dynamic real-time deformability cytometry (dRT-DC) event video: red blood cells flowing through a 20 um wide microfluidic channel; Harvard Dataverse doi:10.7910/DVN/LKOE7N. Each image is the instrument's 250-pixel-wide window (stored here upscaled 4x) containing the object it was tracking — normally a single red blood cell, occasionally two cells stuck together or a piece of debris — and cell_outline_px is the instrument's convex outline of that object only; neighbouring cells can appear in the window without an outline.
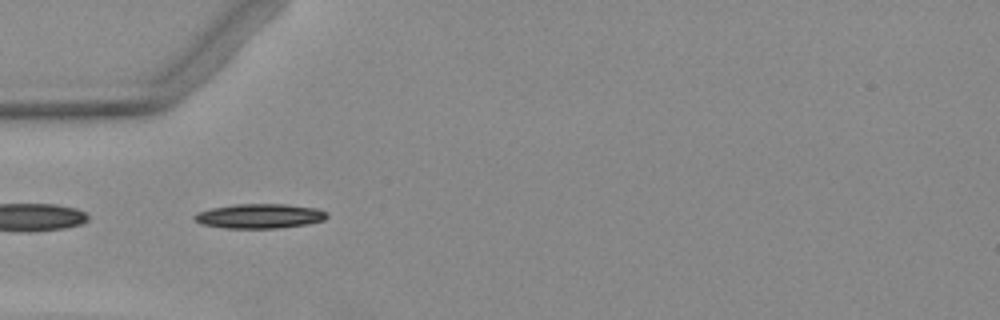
{"species": "Egyptian fruit bat (a non-hibernating species)", "species_latin": "Rousettus aegyptiacus", "temperature_condition": "warm", "stored_images_in_passage": 7, "segment_of_instrument_passage": [2, 2], "camera_frame_rate_fps": 3000, "um_per_image_px": 0.085, "animal": {"sex": "female"}, "frame": {"image": 1, "passage_image": 5, "time_ms": 5.0, "image_size_px": [1000, 320], "cell_outline_px": [[328, 216], [324, 220], [308, 224], [280, 228], [224, 228], [200, 224], [192, 220], [192, 216], [196, 212], [212, 208], [236, 204], [284, 204], [316, 208], [328, 212]], "centroid_in_image_um": [22.03, 18.37], "position_along_channel_um": 63.0, "area_um2": 19.19}}
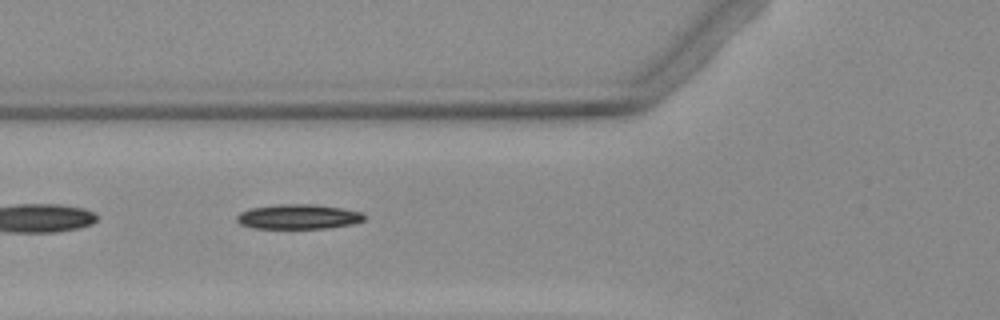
{"frame": {"image": 2, "passage_image": 6, "time_ms": 6.0, "image_size_px": [1000, 320], "cell_outline_px": [[364, 220], [352, 224], [328, 228], [252, 228], [240, 224], [236, 220], [236, 216], [240, 212], [252, 208], [280, 204], [312, 204], [340, 208], [360, 212], [364, 216]], "centroid_in_image_um": [25.32, 18.42], "position_along_channel_um": 100.5, "area_um2": 18.21}}
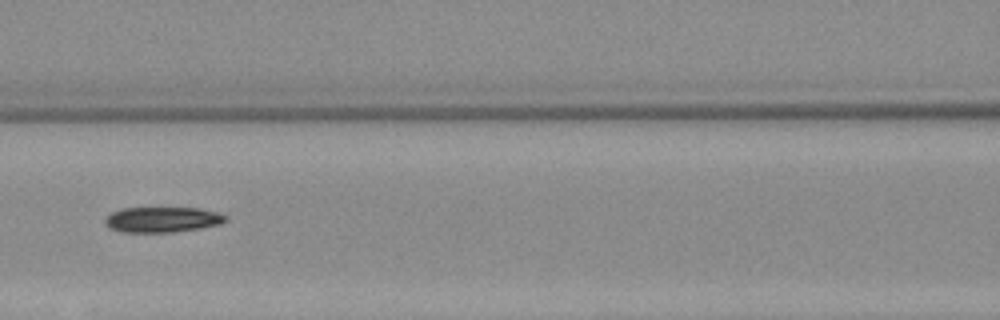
{"frame": {"image": 3, "passage_image": 7, "time_ms": 7.333, "image_size_px": [1000, 320], "cell_outline_px": [[228, 220], [220, 224], [200, 228], [172, 232], [124, 232], [108, 228], [104, 224], [104, 220], [112, 212], [124, 208], [200, 208], [220, 212]], "centroid_in_image_um": [13.8, 18.66], "position_along_channel_um": 152.8, "area_um2": 17.86}}